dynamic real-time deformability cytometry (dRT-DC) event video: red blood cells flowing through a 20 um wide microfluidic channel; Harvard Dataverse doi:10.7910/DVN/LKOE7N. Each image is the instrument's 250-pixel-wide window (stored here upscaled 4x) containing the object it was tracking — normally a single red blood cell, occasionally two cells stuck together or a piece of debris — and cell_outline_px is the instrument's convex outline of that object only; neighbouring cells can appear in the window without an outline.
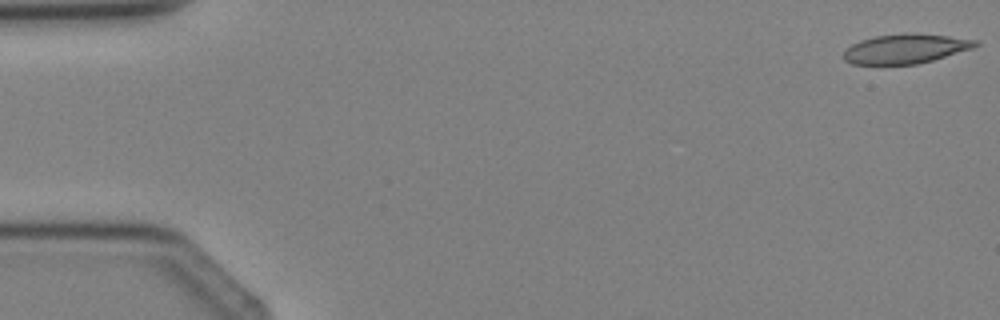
{"species": "Egyptian fruit bat (a non-hibernating species)", "species_latin": "Rousettus aegyptiacus", "temperature_condition": "cold", "stored_images_in_passage": 4, "camera_frame_rate_fps": 3000, "um_per_image_px": 0.085, "animal": {"sex": "female"}, "frame": {"image": 1, "passage_image": 1, "time_ms": 0.0, "image_size_px": [1000, 320], "cell_outline_px": [[980, 44], [972, 48], [932, 60], [916, 64], [852, 64], [844, 60], [844, 52], [852, 44], [860, 40], [876, 36], [904, 32], [948, 36], [980, 40]], "centroid_in_image_um": [76.98, 4.13], "position_along_channel_um": 8.0, "area_um2": 22.54}}